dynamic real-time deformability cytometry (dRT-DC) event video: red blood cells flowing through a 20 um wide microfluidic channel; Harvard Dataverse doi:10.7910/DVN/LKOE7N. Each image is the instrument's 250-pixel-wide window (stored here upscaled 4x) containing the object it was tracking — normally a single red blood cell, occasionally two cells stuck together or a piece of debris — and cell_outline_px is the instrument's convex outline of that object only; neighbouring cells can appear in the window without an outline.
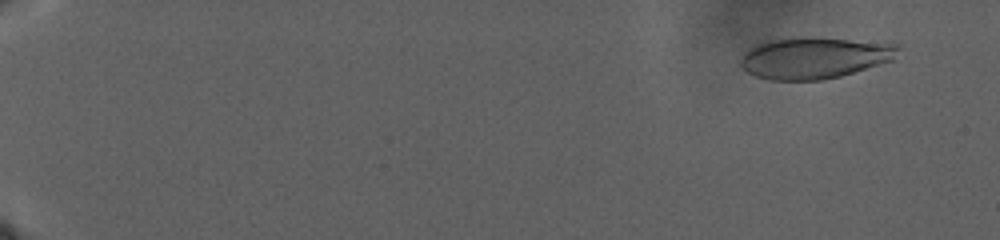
{"species": "human", "species_latin": "Homo sapiens", "temperature_condition": "warm", "stored_images_in_passage": 91, "camera_frame_rate_fps": 3000, "um_per_image_px": 0.085, "donor": {"sex": "male"}, "frame": {"image": 1, "passage_image": 10, "time_ms": 3.0, "image_size_px": [1000, 240], "cell_outline_px": [[900, 44], [892, 60], [840, 76], [820, 80], [768, 80], [756, 76], [748, 72], [740, 64], [740, 60], [744, 52], [748, 48], [756, 44], [772, 40], [800, 36], [808, 36]], "centroid_in_image_um": [69.17, 4.9], "position_along_channel_um": 15.8, "area_um2": 37.92}}
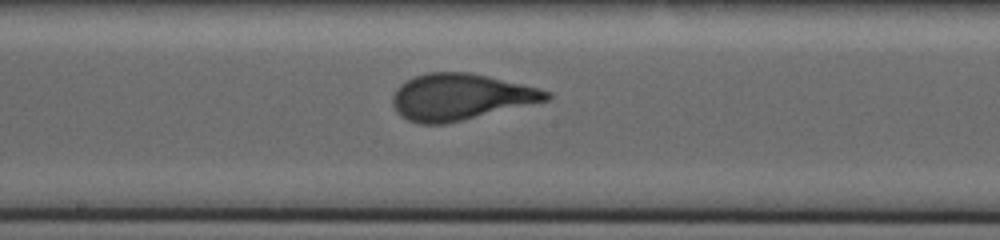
{"frame": {"image": 2, "passage_image": 56, "time_ms": 24.333, "image_size_px": [1000, 240], "cell_outline_px": [[552, 96], [548, 100], [444, 124], [420, 124], [408, 120], [400, 116], [396, 112], [392, 104], [392, 96], [396, 88], [400, 84], [416, 76], [428, 72], [472, 72], [540, 88], [552, 92]], "centroid_in_image_um": [39.12, 8.23], "position_along_channel_um": 209.1, "area_um2": 41.5}}
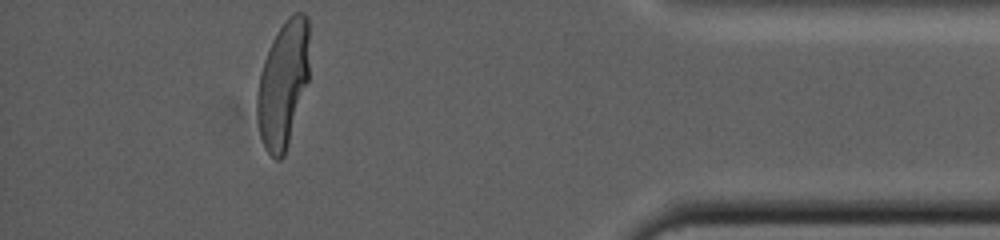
{"frame": {"image": 3, "passage_image": 91, "time_ms": 37.0, "image_size_px": [1000, 240], "cell_outline_px": [[308, 80], [288, 144], [284, 156], [280, 160], [276, 160], [264, 148], [260, 136], [256, 116], [256, 92], [260, 72], [264, 60], [272, 40], [276, 32], [288, 16], [292, 12], [304, 12], [308, 16]], "centroid_in_image_um": [24.04, 7.14], "position_along_channel_um": 411.2, "area_um2": 38.67}}